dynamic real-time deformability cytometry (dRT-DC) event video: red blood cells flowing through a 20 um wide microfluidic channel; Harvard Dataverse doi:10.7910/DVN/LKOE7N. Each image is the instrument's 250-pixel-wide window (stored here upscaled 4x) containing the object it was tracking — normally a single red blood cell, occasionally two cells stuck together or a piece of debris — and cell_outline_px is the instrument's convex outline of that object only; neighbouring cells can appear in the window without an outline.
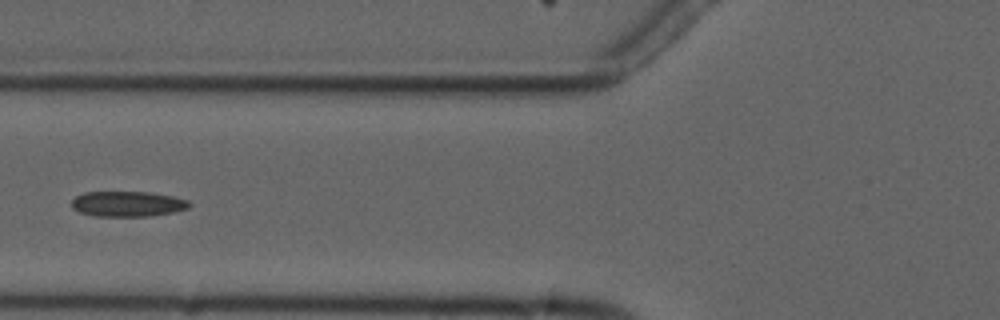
{"species": "common noctule bat (a hibernating species)", "species_latin": "Nyctalus noctula", "temperature_condition": "cold", "stored_images_in_passage": 4, "camera_frame_rate_fps": 3000, "um_per_image_px": 0.085, "animal": {"sex": "male", "forearm_length_mm": 52.5}, "frame": {"image": 1, "passage_image": 4, "time_ms": 3.333, "image_size_px": [1000, 320], "cell_outline_px": [[192, 204], [188, 208], [172, 212], [152, 216], [96, 216], [80, 212], [72, 208], [72, 200], [76, 196], [84, 192], [152, 192], [172, 196], [188, 200]], "centroid_in_image_um": [10.86, 17.33], "position_along_channel_um": 114.9, "area_um2": 17.4}}